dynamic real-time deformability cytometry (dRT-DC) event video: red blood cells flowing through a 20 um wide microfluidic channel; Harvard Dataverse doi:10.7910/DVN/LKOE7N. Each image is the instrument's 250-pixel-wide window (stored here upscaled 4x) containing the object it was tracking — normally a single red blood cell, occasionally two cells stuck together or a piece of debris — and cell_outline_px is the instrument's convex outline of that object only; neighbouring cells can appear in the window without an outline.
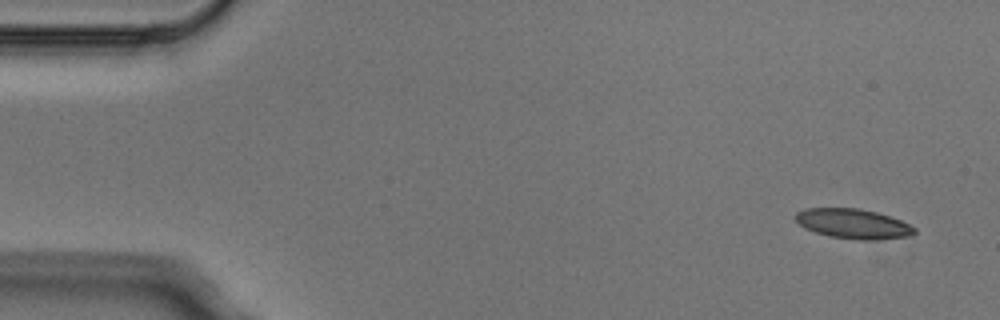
{"species": "Egyptian fruit bat (a non-hibernating species)", "species_latin": "Rousettus aegyptiacus", "temperature_condition": "cold", "stored_images_in_passage": 5, "camera_frame_rate_fps": 3000, "um_per_image_px": 0.085, "animal": {"sex": "male"}, "frame": {"image": 1, "passage_image": 1, "time_ms": 0.0, "image_size_px": [1000, 320], "cell_outline_px": [[916, 232], [908, 236], [872, 240], [856, 240], [828, 236], [804, 228], [796, 220], [796, 212], [804, 208], [860, 208], [876, 212], [900, 220], [916, 228]], "centroid_in_image_um": [72.5, 19.02], "position_along_channel_um": 12.5, "area_um2": 20.58}}
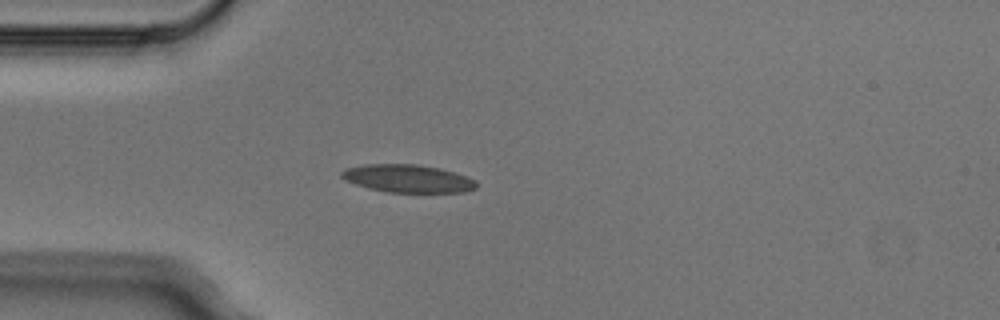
{"frame": {"image": 2, "passage_image": 4, "time_ms": 1.0, "image_size_px": [1000, 320], "cell_outline_px": [[476, 188], [464, 192], [388, 192], [368, 188], [344, 180], [340, 176], [340, 172], [348, 168], [364, 164], [416, 164], [440, 168], [468, 176], [476, 180]], "centroid_in_image_um": [34.67, 15.17], "position_along_channel_um": 50.3, "area_um2": 21.91}}